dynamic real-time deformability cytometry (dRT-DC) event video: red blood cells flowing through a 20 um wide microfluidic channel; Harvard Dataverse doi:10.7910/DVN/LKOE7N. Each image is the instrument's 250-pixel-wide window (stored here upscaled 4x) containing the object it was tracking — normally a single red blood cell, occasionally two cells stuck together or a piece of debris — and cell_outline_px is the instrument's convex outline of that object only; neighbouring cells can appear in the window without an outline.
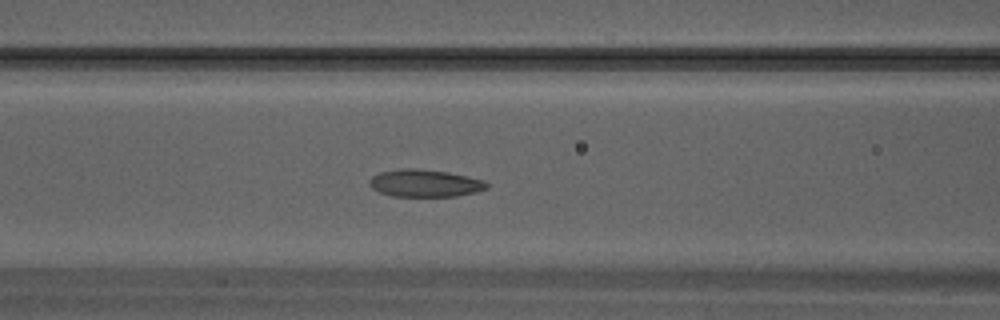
{"species": "Egyptian fruit bat (a non-hibernating species)", "species_latin": "Rousettus aegyptiacus", "temperature_condition": "warm", "stored_images_in_passage": 33, "camera_frame_rate_fps": 3000, "um_per_image_px": 0.085, "animal": {"sex": "male"}, "frame": {"image": 1, "passage_image": 14, "time_ms": 4.333, "image_size_px": [1000, 320], "cell_outline_px": [[488, 188], [476, 192], [456, 196], [392, 196], [380, 192], [372, 188], [368, 184], [368, 180], [372, 176], [380, 172], [400, 168], [416, 168], [448, 172], [484, 180], [488, 184]], "centroid_in_image_um": [36.09, 15.56], "position_along_channel_um": 130.5, "area_um2": 18.79}}
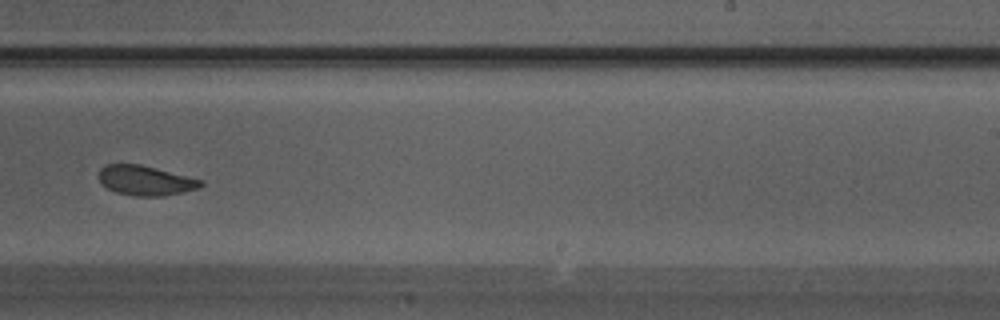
{"frame": {"image": 2, "passage_image": 21, "time_ms": 6.667, "image_size_px": [1000, 320], "cell_outline_px": [[204, 184], [200, 188], [184, 192], [164, 196], [136, 196], [116, 192], [108, 188], [100, 180], [100, 168], [104, 164], [140, 164], [204, 180]], "centroid_in_image_um": [12.42, 15.34], "position_along_channel_um": 276.6, "area_um2": 17.69}}
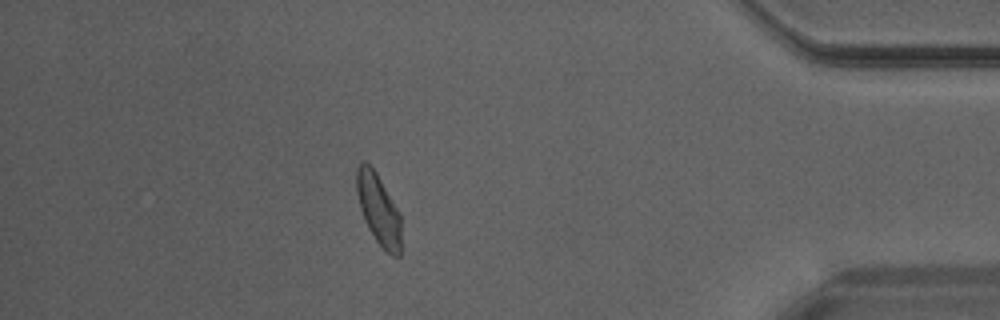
{"frame": {"image": 3, "passage_image": 29, "time_ms": 9.333, "image_size_px": [1000, 320], "cell_outline_px": [[400, 256], [392, 256], [376, 240], [368, 228], [364, 220], [360, 208], [356, 192], [356, 168], [360, 160], [364, 160], [376, 172], [400, 212]], "centroid_in_image_um": [32.15, 17.74], "position_along_channel_um": 403.0, "area_um2": 18.38}}